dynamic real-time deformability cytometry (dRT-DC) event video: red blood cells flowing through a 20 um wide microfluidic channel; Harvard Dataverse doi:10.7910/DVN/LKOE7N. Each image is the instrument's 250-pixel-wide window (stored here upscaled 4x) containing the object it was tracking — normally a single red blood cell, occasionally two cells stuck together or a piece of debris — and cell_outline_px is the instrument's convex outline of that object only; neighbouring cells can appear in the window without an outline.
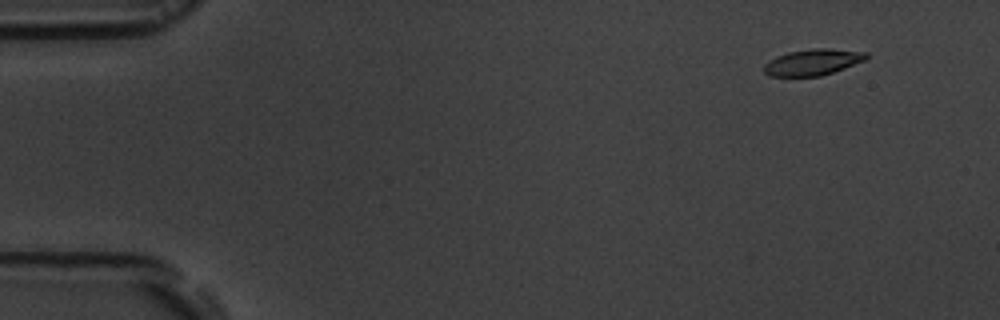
{"species": "common noctule bat (a hibernating species)", "species_latin": "Nyctalus noctula", "temperature_condition": "room temperature", "stored_images_in_passage": 6, "camera_frame_rate_fps": 3000, "um_per_image_px": 0.085, "animal": {"sex": "male", "body_mass_g": 19.5, "forearm_length_mm": 54.6}, "frame": {"image": 1, "passage_image": 2, "time_ms": 1.0, "image_size_px": [1000, 320], "cell_outline_px": [[868, 56], [864, 60], [844, 68], [820, 76], [768, 76], [764, 72], [764, 64], [776, 56], [788, 52], [812, 48], [828, 48], [868, 52]], "centroid_in_image_um": [69.07, 5.27], "position_along_channel_um": 15.9, "area_um2": 15.55}}
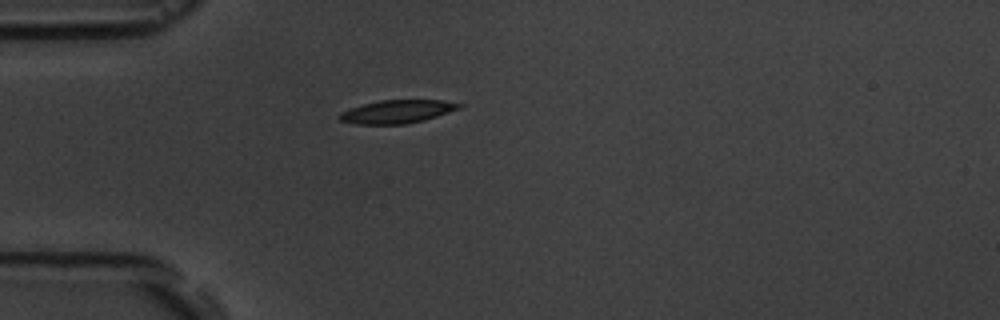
{"frame": {"image": 2, "passage_image": 5, "time_ms": 4.667, "image_size_px": [1000, 320], "cell_outline_px": [[464, 104], [460, 108], [424, 120], [408, 124], [356, 124], [340, 120], [336, 116], [340, 112], [364, 104], [380, 100], [444, 100]], "centroid_in_image_um": [33.75, 9.49], "position_along_channel_um": 51.2, "area_um2": 16.13}}